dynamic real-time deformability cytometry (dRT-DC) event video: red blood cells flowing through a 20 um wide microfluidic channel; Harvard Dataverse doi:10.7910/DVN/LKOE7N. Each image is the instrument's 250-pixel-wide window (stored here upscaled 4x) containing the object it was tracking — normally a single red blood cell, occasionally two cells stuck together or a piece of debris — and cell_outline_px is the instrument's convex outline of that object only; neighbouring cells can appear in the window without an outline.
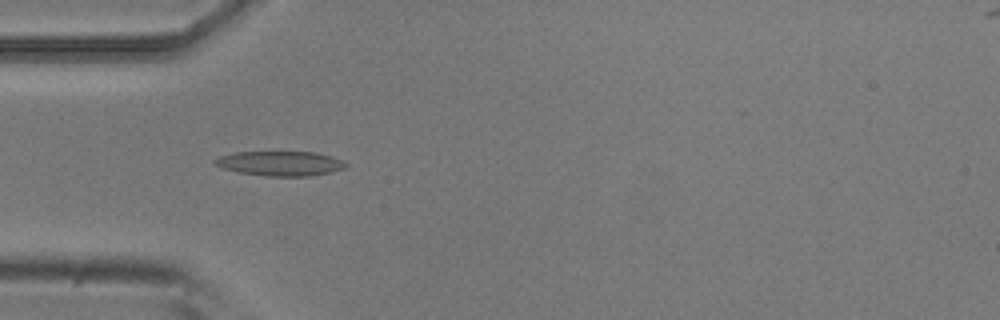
{"species": "common noctule bat (a hibernating species)", "species_latin": "Nyctalus noctula", "temperature_condition": "room temperature", "stored_images_in_passage": 8, "camera_frame_rate_fps": 3000, "um_per_image_px": 0.085, "animal": {"sex": "male", "body_mass_g": 20.5, "forearm_length_mm": 52.5}, "frame": {"image": 1, "passage_image": 4, "time_ms": 1.0, "image_size_px": [1000, 320], "cell_outline_px": [[348, 164], [344, 168], [328, 172], [308, 176], [268, 176], [236, 172], [224, 168], [216, 164], [212, 160], [220, 156], [236, 152], [316, 152], [332, 156], [344, 160]], "centroid_in_image_um": [23.83, 13.88], "position_along_channel_um": 61.2, "area_um2": 18.73}}
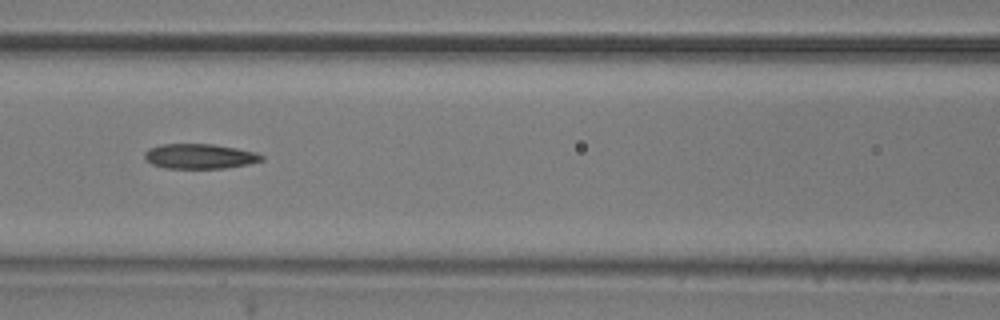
{"frame": {"image": 2, "passage_image": 6, "time_ms": 1.667, "image_size_px": [1000, 320], "cell_outline_px": [[264, 160], [248, 164], [224, 168], [164, 168], [152, 164], [144, 156], [144, 152], [148, 148], [160, 144], [212, 144], [236, 148], [256, 152], [264, 156]], "centroid_in_image_um": [16.97, 13.28], "position_along_channel_um": 149.6, "area_um2": 16.99}}
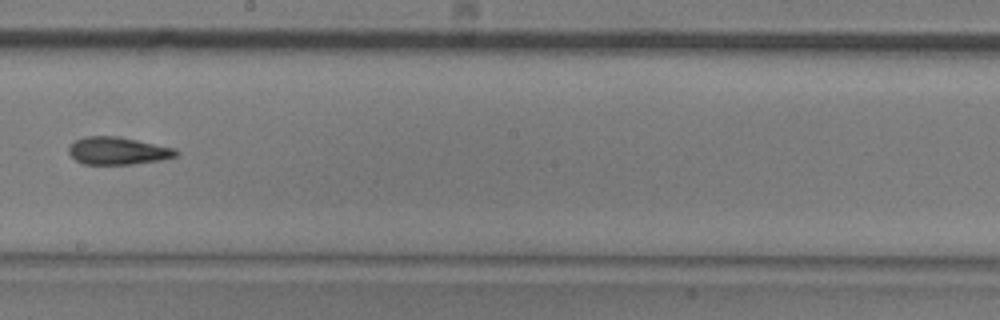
{"frame": {"image": 3, "passage_image": 8, "time_ms": 2.333, "image_size_px": [1000, 320], "cell_outline_px": [[180, 152], [176, 156], [160, 160], [132, 164], [84, 164], [76, 160], [68, 152], [68, 148], [76, 140], [84, 136], [116, 136], [176, 148]], "centroid_in_image_um": [10.03, 12.82], "position_along_channel_um": 238.2, "area_um2": 17.11}}